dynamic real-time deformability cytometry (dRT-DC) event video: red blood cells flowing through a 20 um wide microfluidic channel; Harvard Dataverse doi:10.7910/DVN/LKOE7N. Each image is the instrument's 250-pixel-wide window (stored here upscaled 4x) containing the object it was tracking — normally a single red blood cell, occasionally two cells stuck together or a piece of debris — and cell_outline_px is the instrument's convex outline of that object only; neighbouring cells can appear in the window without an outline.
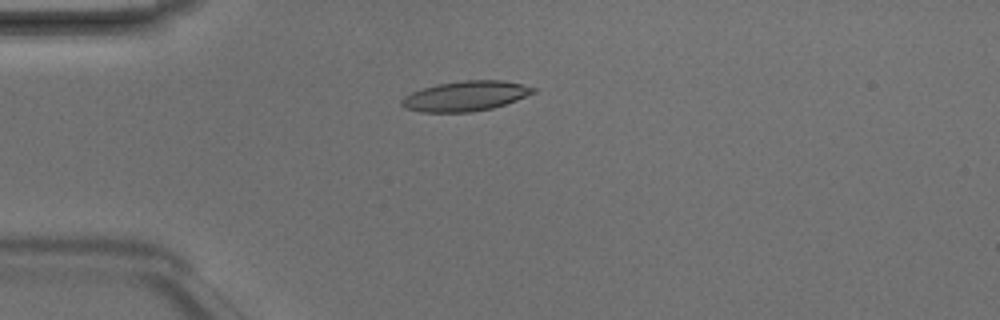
{"species": "Egyptian fruit bat (a non-hibernating species)", "species_latin": "Rousettus aegyptiacus", "temperature_condition": "room temperature", "stored_images_in_passage": 5, "camera_frame_rate_fps": 3000, "um_per_image_px": 0.085, "animal": {"sex": "male"}, "frame": {"image": 1, "passage_image": 3, "time_ms": 0.667, "image_size_px": [1000, 320], "cell_outline_px": [[536, 92], [516, 100], [492, 108], [472, 112], [420, 112], [404, 108], [400, 104], [400, 100], [404, 96], [412, 92], [436, 84], [464, 80], [500, 80], [520, 84], [536, 88]], "centroid_in_image_um": [39.53, 8.17], "position_along_channel_um": 45.5, "area_um2": 22.95}}